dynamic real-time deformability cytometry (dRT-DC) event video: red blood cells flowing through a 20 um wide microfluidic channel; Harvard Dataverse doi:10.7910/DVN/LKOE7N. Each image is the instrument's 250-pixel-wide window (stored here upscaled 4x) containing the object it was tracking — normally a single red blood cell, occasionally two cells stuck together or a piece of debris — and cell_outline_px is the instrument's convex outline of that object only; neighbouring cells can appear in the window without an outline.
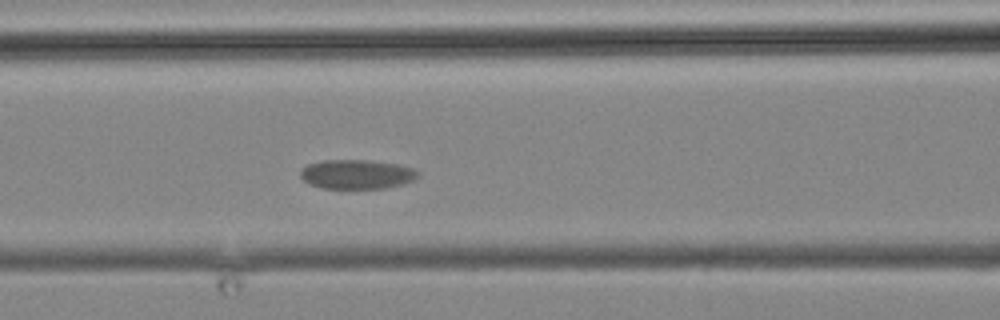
{"species": "common noctule bat (a hibernating species)", "species_latin": "Nyctalus noctula", "temperature_condition": "cold", "stored_images_in_passage": 4, "camera_frame_rate_fps": 3000, "um_per_image_px": 0.085, "animal": {"sex": "male", "body_mass_g": 19.2, "forearm_length_mm": 51.8}, "frame": {"image": 1, "passage_image": 4, "time_ms": 3.667, "image_size_px": [1000, 320], "cell_outline_px": [[420, 176], [404, 184], [384, 188], [324, 188], [308, 184], [300, 176], [300, 172], [308, 164], [324, 160], [368, 160], [396, 164], [412, 168], [420, 172]], "centroid_in_image_um": [30.34, 14.81], "position_along_channel_um": 136.3, "area_um2": 20.0}}